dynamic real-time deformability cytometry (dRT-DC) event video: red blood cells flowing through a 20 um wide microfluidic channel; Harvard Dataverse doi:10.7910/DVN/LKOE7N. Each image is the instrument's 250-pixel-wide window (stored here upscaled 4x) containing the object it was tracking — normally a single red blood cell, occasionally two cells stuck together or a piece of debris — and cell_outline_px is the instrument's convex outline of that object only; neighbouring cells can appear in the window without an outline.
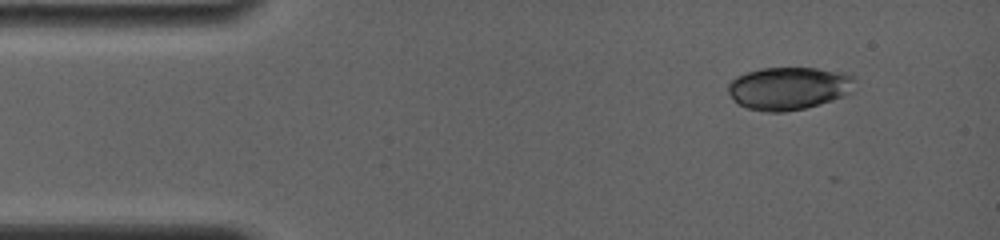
{"species": "common noctule bat (a hibernating species)", "species_latin": "Nyctalus noctula", "temperature_condition": "room temperature", "stored_images_in_passage": 5, "camera_frame_rate_fps": 4000, "um_per_image_px": 0.085, "animal": {"sex": "female", "body_mass_g": 19.0, "forearm_length_mm": 56.7}, "frame": {"image": 1, "passage_image": 3, "time_ms": 0.75, "image_size_px": [1000, 240], "cell_outline_px": [[856, 80], [852, 92], [844, 96], [820, 104], [804, 108], [784, 112], [768, 112], [748, 108], [736, 104], [728, 92], [728, 84], [736, 76], [760, 68], [816, 68], [844, 72], [856, 76]], "centroid_in_image_um": [67.07, 7.5], "position_along_channel_um": 17.9, "area_um2": 31.91}}